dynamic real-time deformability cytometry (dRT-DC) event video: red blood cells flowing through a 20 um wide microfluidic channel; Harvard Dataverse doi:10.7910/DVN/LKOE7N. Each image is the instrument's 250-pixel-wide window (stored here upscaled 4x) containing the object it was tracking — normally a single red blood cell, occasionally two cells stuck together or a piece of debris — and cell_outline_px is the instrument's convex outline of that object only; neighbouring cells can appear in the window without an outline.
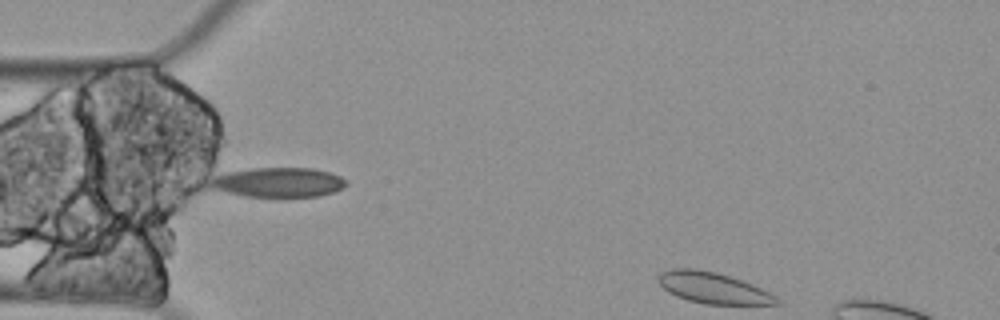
{"species": "Egyptian fruit bat (a non-hibernating species)", "species_latin": "Rousettus aegyptiacus", "temperature_condition": "cold", "stored_images_in_passage": 2, "camera_frame_rate_fps": 3000, "um_per_image_px": 0.085, "animal": {"sex": "female"}, "frame": {"image": 1, "passage_image": 2, "time_ms": 0.333, "image_size_px": [1000, 320], "cell_outline_px": [[784, 304], [704, 304], [688, 300], [676, 296], [668, 292], [656, 280], [656, 276], [660, 272], [672, 268], [692, 268], [716, 272], [752, 284], [776, 296]], "centroid_in_image_um": [60.57, 24.47], "position_along_channel_um": 24.4, "area_um2": 21.44}}